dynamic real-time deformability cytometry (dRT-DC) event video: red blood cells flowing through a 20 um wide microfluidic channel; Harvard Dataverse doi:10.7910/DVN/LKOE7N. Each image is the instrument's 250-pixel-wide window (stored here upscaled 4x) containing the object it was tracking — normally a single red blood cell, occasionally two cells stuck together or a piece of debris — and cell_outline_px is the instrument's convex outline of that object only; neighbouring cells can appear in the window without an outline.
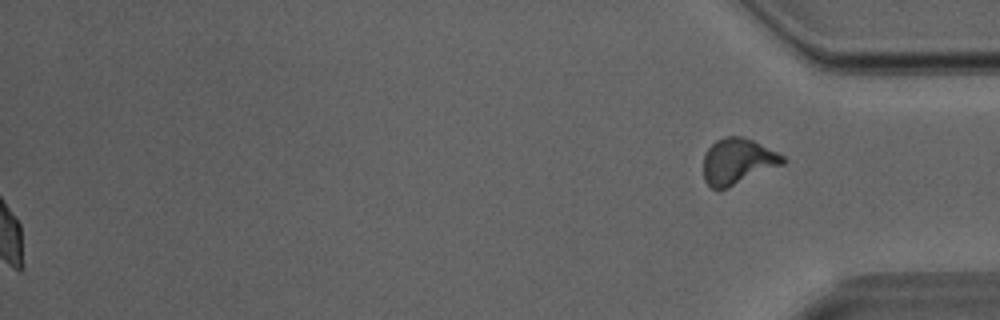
{"species": "Egyptian fruit bat (a non-hibernating species)", "species_latin": "Rousettus aegyptiacus", "temperature_condition": "room temperature", "stored_images_in_passage": 38, "segment_of_instrument_passage": [2, 2], "camera_frame_rate_fps": 3000, "um_per_image_px": 0.085, "animal": {"sex": "male"}, "frame": {"image": 1, "passage_image": 38, "time_ms": 12.333, "image_size_px": [1000, 320], "cell_outline_px": [[788, 160], [784, 164], [728, 188], [712, 188], [704, 180], [704, 152], [716, 140], [728, 136], [740, 136], [752, 140], [784, 156]], "centroid_in_image_um": [62.71, 13.71], "position_along_channel_um": 372.5, "area_um2": 21.1}}